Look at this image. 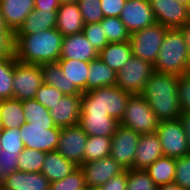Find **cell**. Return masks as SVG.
Returning a JSON list of instances; mask_svg holds the SVG:
<instances>
[{
    "instance_id": "obj_5",
    "label": "cell",
    "mask_w": 190,
    "mask_h": 190,
    "mask_svg": "<svg viewBox=\"0 0 190 190\" xmlns=\"http://www.w3.org/2000/svg\"><path fill=\"white\" fill-rule=\"evenodd\" d=\"M119 124L139 134H147L156 132L159 120L141 94H131Z\"/></svg>"
},
{
    "instance_id": "obj_3",
    "label": "cell",
    "mask_w": 190,
    "mask_h": 190,
    "mask_svg": "<svg viewBox=\"0 0 190 190\" xmlns=\"http://www.w3.org/2000/svg\"><path fill=\"white\" fill-rule=\"evenodd\" d=\"M154 69L159 73L177 76L190 73L187 46L179 28L167 30Z\"/></svg>"
},
{
    "instance_id": "obj_44",
    "label": "cell",
    "mask_w": 190,
    "mask_h": 190,
    "mask_svg": "<svg viewBox=\"0 0 190 190\" xmlns=\"http://www.w3.org/2000/svg\"><path fill=\"white\" fill-rule=\"evenodd\" d=\"M14 33L10 29H0V57L14 55Z\"/></svg>"
},
{
    "instance_id": "obj_39",
    "label": "cell",
    "mask_w": 190,
    "mask_h": 190,
    "mask_svg": "<svg viewBox=\"0 0 190 190\" xmlns=\"http://www.w3.org/2000/svg\"><path fill=\"white\" fill-rule=\"evenodd\" d=\"M82 33L97 52L103 50L109 43L100 22L85 24Z\"/></svg>"
},
{
    "instance_id": "obj_40",
    "label": "cell",
    "mask_w": 190,
    "mask_h": 190,
    "mask_svg": "<svg viewBox=\"0 0 190 190\" xmlns=\"http://www.w3.org/2000/svg\"><path fill=\"white\" fill-rule=\"evenodd\" d=\"M78 5L84 24L100 22L104 18L101 0H80Z\"/></svg>"
},
{
    "instance_id": "obj_34",
    "label": "cell",
    "mask_w": 190,
    "mask_h": 190,
    "mask_svg": "<svg viewBox=\"0 0 190 190\" xmlns=\"http://www.w3.org/2000/svg\"><path fill=\"white\" fill-rule=\"evenodd\" d=\"M100 24L109 43L129 42L130 33L119 17H104Z\"/></svg>"
},
{
    "instance_id": "obj_26",
    "label": "cell",
    "mask_w": 190,
    "mask_h": 190,
    "mask_svg": "<svg viewBox=\"0 0 190 190\" xmlns=\"http://www.w3.org/2000/svg\"><path fill=\"white\" fill-rule=\"evenodd\" d=\"M133 56L129 42L108 43L98 54L108 67L118 73Z\"/></svg>"
},
{
    "instance_id": "obj_10",
    "label": "cell",
    "mask_w": 190,
    "mask_h": 190,
    "mask_svg": "<svg viewBox=\"0 0 190 190\" xmlns=\"http://www.w3.org/2000/svg\"><path fill=\"white\" fill-rule=\"evenodd\" d=\"M61 128L56 125H39L25 122L20 126L24 147L43 152L57 149Z\"/></svg>"
},
{
    "instance_id": "obj_17",
    "label": "cell",
    "mask_w": 190,
    "mask_h": 190,
    "mask_svg": "<svg viewBox=\"0 0 190 190\" xmlns=\"http://www.w3.org/2000/svg\"><path fill=\"white\" fill-rule=\"evenodd\" d=\"M99 52L90 44L83 33L66 35L63 38L60 59L90 62L98 58Z\"/></svg>"
},
{
    "instance_id": "obj_42",
    "label": "cell",
    "mask_w": 190,
    "mask_h": 190,
    "mask_svg": "<svg viewBox=\"0 0 190 190\" xmlns=\"http://www.w3.org/2000/svg\"><path fill=\"white\" fill-rule=\"evenodd\" d=\"M174 183L183 190H190V154L176 159Z\"/></svg>"
},
{
    "instance_id": "obj_55",
    "label": "cell",
    "mask_w": 190,
    "mask_h": 190,
    "mask_svg": "<svg viewBox=\"0 0 190 190\" xmlns=\"http://www.w3.org/2000/svg\"><path fill=\"white\" fill-rule=\"evenodd\" d=\"M176 1L190 8V0H176Z\"/></svg>"
},
{
    "instance_id": "obj_35",
    "label": "cell",
    "mask_w": 190,
    "mask_h": 190,
    "mask_svg": "<svg viewBox=\"0 0 190 190\" xmlns=\"http://www.w3.org/2000/svg\"><path fill=\"white\" fill-rule=\"evenodd\" d=\"M46 152L24 147L18 157V170L24 172H41Z\"/></svg>"
},
{
    "instance_id": "obj_21",
    "label": "cell",
    "mask_w": 190,
    "mask_h": 190,
    "mask_svg": "<svg viewBox=\"0 0 190 190\" xmlns=\"http://www.w3.org/2000/svg\"><path fill=\"white\" fill-rule=\"evenodd\" d=\"M6 27L15 33L34 10V0H0Z\"/></svg>"
},
{
    "instance_id": "obj_13",
    "label": "cell",
    "mask_w": 190,
    "mask_h": 190,
    "mask_svg": "<svg viewBox=\"0 0 190 190\" xmlns=\"http://www.w3.org/2000/svg\"><path fill=\"white\" fill-rule=\"evenodd\" d=\"M78 125L88 136L112 137L119 122L103 109L81 108Z\"/></svg>"
},
{
    "instance_id": "obj_8",
    "label": "cell",
    "mask_w": 190,
    "mask_h": 190,
    "mask_svg": "<svg viewBox=\"0 0 190 190\" xmlns=\"http://www.w3.org/2000/svg\"><path fill=\"white\" fill-rule=\"evenodd\" d=\"M156 133L164 156L177 159L190 154V147L180 119L159 122Z\"/></svg>"
},
{
    "instance_id": "obj_37",
    "label": "cell",
    "mask_w": 190,
    "mask_h": 190,
    "mask_svg": "<svg viewBox=\"0 0 190 190\" xmlns=\"http://www.w3.org/2000/svg\"><path fill=\"white\" fill-rule=\"evenodd\" d=\"M157 187L145 170L127 169V190H157Z\"/></svg>"
},
{
    "instance_id": "obj_32",
    "label": "cell",
    "mask_w": 190,
    "mask_h": 190,
    "mask_svg": "<svg viewBox=\"0 0 190 190\" xmlns=\"http://www.w3.org/2000/svg\"><path fill=\"white\" fill-rule=\"evenodd\" d=\"M22 108L25 114L26 122L39 125H55L49 110L35 99L23 100Z\"/></svg>"
},
{
    "instance_id": "obj_54",
    "label": "cell",
    "mask_w": 190,
    "mask_h": 190,
    "mask_svg": "<svg viewBox=\"0 0 190 190\" xmlns=\"http://www.w3.org/2000/svg\"><path fill=\"white\" fill-rule=\"evenodd\" d=\"M87 190H103L102 186H87Z\"/></svg>"
},
{
    "instance_id": "obj_45",
    "label": "cell",
    "mask_w": 190,
    "mask_h": 190,
    "mask_svg": "<svg viewBox=\"0 0 190 190\" xmlns=\"http://www.w3.org/2000/svg\"><path fill=\"white\" fill-rule=\"evenodd\" d=\"M19 156L20 154H0V171L4 178L18 171Z\"/></svg>"
},
{
    "instance_id": "obj_41",
    "label": "cell",
    "mask_w": 190,
    "mask_h": 190,
    "mask_svg": "<svg viewBox=\"0 0 190 190\" xmlns=\"http://www.w3.org/2000/svg\"><path fill=\"white\" fill-rule=\"evenodd\" d=\"M65 95L56 87L42 84L35 95V100L43 105L48 110L53 108L57 102H59Z\"/></svg>"
},
{
    "instance_id": "obj_11",
    "label": "cell",
    "mask_w": 190,
    "mask_h": 190,
    "mask_svg": "<svg viewBox=\"0 0 190 190\" xmlns=\"http://www.w3.org/2000/svg\"><path fill=\"white\" fill-rule=\"evenodd\" d=\"M141 134L131 128L118 125L112 136L110 156L125 169H134V157Z\"/></svg>"
},
{
    "instance_id": "obj_31",
    "label": "cell",
    "mask_w": 190,
    "mask_h": 190,
    "mask_svg": "<svg viewBox=\"0 0 190 190\" xmlns=\"http://www.w3.org/2000/svg\"><path fill=\"white\" fill-rule=\"evenodd\" d=\"M112 137L88 136L84 148V162L96 161L110 156Z\"/></svg>"
},
{
    "instance_id": "obj_7",
    "label": "cell",
    "mask_w": 190,
    "mask_h": 190,
    "mask_svg": "<svg viewBox=\"0 0 190 190\" xmlns=\"http://www.w3.org/2000/svg\"><path fill=\"white\" fill-rule=\"evenodd\" d=\"M154 72L153 64L132 56L117 73L116 86L131 94H141Z\"/></svg>"
},
{
    "instance_id": "obj_46",
    "label": "cell",
    "mask_w": 190,
    "mask_h": 190,
    "mask_svg": "<svg viewBox=\"0 0 190 190\" xmlns=\"http://www.w3.org/2000/svg\"><path fill=\"white\" fill-rule=\"evenodd\" d=\"M126 0H101L104 17H119Z\"/></svg>"
},
{
    "instance_id": "obj_22",
    "label": "cell",
    "mask_w": 190,
    "mask_h": 190,
    "mask_svg": "<svg viewBox=\"0 0 190 190\" xmlns=\"http://www.w3.org/2000/svg\"><path fill=\"white\" fill-rule=\"evenodd\" d=\"M8 190H49L50 181L41 172L15 171L1 183Z\"/></svg>"
},
{
    "instance_id": "obj_25",
    "label": "cell",
    "mask_w": 190,
    "mask_h": 190,
    "mask_svg": "<svg viewBox=\"0 0 190 190\" xmlns=\"http://www.w3.org/2000/svg\"><path fill=\"white\" fill-rule=\"evenodd\" d=\"M77 167L54 150L46 153L41 173L52 183L64 179Z\"/></svg>"
},
{
    "instance_id": "obj_47",
    "label": "cell",
    "mask_w": 190,
    "mask_h": 190,
    "mask_svg": "<svg viewBox=\"0 0 190 190\" xmlns=\"http://www.w3.org/2000/svg\"><path fill=\"white\" fill-rule=\"evenodd\" d=\"M102 188L103 190H127V169L109 179Z\"/></svg>"
},
{
    "instance_id": "obj_9",
    "label": "cell",
    "mask_w": 190,
    "mask_h": 190,
    "mask_svg": "<svg viewBox=\"0 0 190 190\" xmlns=\"http://www.w3.org/2000/svg\"><path fill=\"white\" fill-rule=\"evenodd\" d=\"M42 84L40 65L17 61L14 54L13 98L20 101L34 99Z\"/></svg>"
},
{
    "instance_id": "obj_23",
    "label": "cell",
    "mask_w": 190,
    "mask_h": 190,
    "mask_svg": "<svg viewBox=\"0 0 190 190\" xmlns=\"http://www.w3.org/2000/svg\"><path fill=\"white\" fill-rule=\"evenodd\" d=\"M56 16L57 10L34 9L14 35L38 34L44 30L56 28Z\"/></svg>"
},
{
    "instance_id": "obj_29",
    "label": "cell",
    "mask_w": 190,
    "mask_h": 190,
    "mask_svg": "<svg viewBox=\"0 0 190 190\" xmlns=\"http://www.w3.org/2000/svg\"><path fill=\"white\" fill-rule=\"evenodd\" d=\"M176 170V159L163 156L149 165L145 171L157 186L174 182Z\"/></svg>"
},
{
    "instance_id": "obj_27",
    "label": "cell",
    "mask_w": 190,
    "mask_h": 190,
    "mask_svg": "<svg viewBox=\"0 0 190 190\" xmlns=\"http://www.w3.org/2000/svg\"><path fill=\"white\" fill-rule=\"evenodd\" d=\"M117 73L108 67L101 59L97 58L89 62L87 77V91L95 88L116 85Z\"/></svg>"
},
{
    "instance_id": "obj_36",
    "label": "cell",
    "mask_w": 190,
    "mask_h": 190,
    "mask_svg": "<svg viewBox=\"0 0 190 190\" xmlns=\"http://www.w3.org/2000/svg\"><path fill=\"white\" fill-rule=\"evenodd\" d=\"M0 154H21L24 145L20 135V127L1 129Z\"/></svg>"
},
{
    "instance_id": "obj_28",
    "label": "cell",
    "mask_w": 190,
    "mask_h": 190,
    "mask_svg": "<svg viewBox=\"0 0 190 190\" xmlns=\"http://www.w3.org/2000/svg\"><path fill=\"white\" fill-rule=\"evenodd\" d=\"M26 122L22 101L14 98L0 100V128L20 127Z\"/></svg>"
},
{
    "instance_id": "obj_56",
    "label": "cell",
    "mask_w": 190,
    "mask_h": 190,
    "mask_svg": "<svg viewBox=\"0 0 190 190\" xmlns=\"http://www.w3.org/2000/svg\"><path fill=\"white\" fill-rule=\"evenodd\" d=\"M4 181V177L2 176L1 174V171H0V184Z\"/></svg>"
},
{
    "instance_id": "obj_49",
    "label": "cell",
    "mask_w": 190,
    "mask_h": 190,
    "mask_svg": "<svg viewBox=\"0 0 190 190\" xmlns=\"http://www.w3.org/2000/svg\"><path fill=\"white\" fill-rule=\"evenodd\" d=\"M179 119L183 124V128L190 147V111L182 112Z\"/></svg>"
},
{
    "instance_id": "obj_24",
    "label": "cell",
    "mask_w": 190,
    "mask_h": 190,
    "mask_svg": "<svg viewBox=\"0 0 190 190\" xmlns=\"http://www.w3.org/2000/svg\"><path fill=\"white\" fill-rule=\"evenodd\" d=\"M56 20V29L63 36L82 33L85 25L78 4H61Z\"/></svg>"
},
{
    "instance_id": "obj_33",
    "label": "cell",
    "mask_w": 190,
    "mask_h": 190,
    "mask_svg": "<svg viewBox=\"0 0 190 190\" xmlns=\"http://www.w3.org/2000/svg\"><path fill=\"white\" fill-rule=\"evenodd\" d=\"M14 55L0 57V100L13 98Z\"/></svg>"
},
{
    "instance_id": "obj_16",
    "label": "cell",
    "mask_w": 190,
    "mask_h": 190,
    "mask_svg": "<svg viewBox=\"0 0 190 190\" xmlns=\"http://www.w3.org/2000/svg\"><path fill=\"white\" fill-rule=\"evenodd\" d=\"M80 168L83 171L87 186H102L109 179L121 174L125 168L111 156L96 161L84 162Z\"/></svg>"
},
{
    "instance_id": "obj_38",
    "label": "cell",
    "mask_w": 190,
    "mask_h": 190,
    "mask_svg": "<svg viewBox=\"0 0 190 190\" xmlns=\"http://www.w3.org/2000/svg\"><path fill=\"white\" fill-rule=\"evenodd\" d=\"M85 187L83 171L77 167L64 179L50 183L49 190H80Z\"/></svg>"
},
{
    "instance_id": "obj_4",
    "label": "cell",
    "mask_w": 190,
    "mask_h": 190,
    "mask_svg": "<svg viewBox=\"0 0 190 190\" xmlns=\"http://www.w3.org/2000/svg\"><path fill=\"white\" fill-rule=\"evenodd\" d=\"M131 93L118 86L95 88L81 95V108H99L118 122L123 117Z\"/></svg>"
},
{
    "instance_id": "obj_2",
    "label": "cell",
    "mask_w": 190,
    "mask_h": 190,
    "mask_svg": "<svg viewBox=\"0 0 190 190\" xmlns=\"http://www.w3.org/2000/svg\"><path fill=\"white\" fill-rule=\"evenodd\" d=\"M64 36L50 28L38 34L14 35V54L17 61L27 64L57 62L61 57Z\"/></svg>"
},
{
    "instance_id": "obj_18",
    "label": "cell",
    "mask_w": 190,
    "mask_h": 190,
    "mask_svg": "<svg viewBox=\"0 0 190 190\" xmlns=\"http://www.w3.org/2000/svg\"><path fill=\"white\" fill-rule=\"evenodd\" d=\"M57 62L69 82V95L81 96L83 92H87L89 62L71 59H59Z\"/></svg>"
},
{
    "instance_id": "obj_6",
    "label": "cell",
    "mask_w": 190,
    "mask_h": 190,
    "mask_svg": "<svg viewBox=\"0 0 190 190\" xmlns=\"http://www.w3.org/2000/svg\"><path fill=\"white\" fill-rule=\"evenodd\" d=\"M169 28L155 23L130 34V46L133 56L155 65L165 34Z\"/></svg>"
},
{
    "instance_id": "obj_53",
    "label": "cell",
    "mask_w": 190,
    "mask_h": 190,
    "mask_svg": "<svg viewBox=\"0 0 190 190\" xmlns=\"http://www.w3.org/2000/svg\"><path fill=\"white\" fill-rule=\"evenodd\" d=\"M0 29H8L6 27L5 22H4V18H3V15H2L1 9H0Z\"/></svg>"
},
{
    "instance_id": "obj_1",
    "label": "cell",
    "mask_w": 190,
    "mask_h": 190,
    "mask_svg": "<svg viewBox=\"0 0 190 190\" xmlns=\"http://www.w3.org/2000/svg\"><path fill=\"white\" fill-rule=\"evenodd\" d=\"M178 83L179 76L155 71L141 93L159 122L179 119L182 113Z\"/></svg>"
},
{
    "instance_id": "obj_43",
    "label": "cell",
    "mask_w": 190,
    "mask_h": 190,
    "mask_svg": "<svg viewBox=\"0 0 190 190\" xmlns=\"http://www.w3.org/2000/svg\"><path fill=\"white\" fill-rule=\"evenodd\" d=\"M178 99L182 112L190 111V73L179 76Z\"/></svg>"
},
{
    "instance_id": "obj_14",
    "label": "cell",
    "mask_w": 190,
    "mask_h": 190,
    "mask_svg": "<svg viewBox=\"0 0 190 190\" xmlns=\"http://www.w3.org/2000/svg\"><path fill=\"white\" fill-rule=\"evenodd\" d=\"M119 18L130 34L156 23L149 0H126Z\"/></svg>"
},
{
    "instance_id": "obj_52",
    "label": "cell",
    "mask_w": 190,
    "mask_h": 190,
    "mask_svg": "<svg viewBox=\"0 0 190 190\" xmlns=\"http://www.w3.org/2000/svg\"><path fill=\"white\" fill-rule=\"evenodd\" d=\"M61 4H78L80 0H58Z\"/></svg>"
},
{
    "instance_id": "obj_51",
    "label": "cell",
    "mask_w": 190,
    "mask_h": 190,
    "mask_svg": "<svg viewBox=\"0 0 190 190\" xmlns=\"http://www.w3.org/2000/svg\"><path fill=\"white\" fill-rule=\"evenodd\" d=\"M157 190H183V189L179 185L173 182L170 184L158 186Z\"/></svg>"
},
{
    "instance_id": "obj_12",
    "label": "cell",
    "mask_w": 190,
    "mask_h": 190,
    "mask_svg": "<svg viewBox=\"0 0 190 190\" xmlns=\"http://www.w3.org/2000/svg\"><path fill=\"white\" fill-rule=\"evenodd\" d=\"M88 135L79 125L61 128L57 151L65 159L80 167L84 163V148Z\"/></svg>"
},
{
    "instance_id": "obj_15",
    "label": "cell",
    "mask_w": 190,
    "mask_h": 190,
    "mask_svg": "<svg viewBox=\"0 0 190 190\" xmlns=\"http://www.w3.org/2000/svg\"><path fill=\"white\" fill-rule=\"evenodd\" d=\"M156 23L180 28L189 21L190 8L176 0H149Z\"/></svg>"
},
{
    "instance_id": "obj_58",
    "label": "cell",
    "mask_w": 190,
    "mask_h": 190,
    "mask_svg": "<svg viewBox=\"0 0 190 190\" xmlns=\"http://www.w3.org/2000/svg\"><path fill=\"white\" fill-rule=\"evenodd\" d=\"M80 190H87V185H86V187H85V188H82V189H80Z\"/></svg>"
},
{
    "instance_id": "obj_57",
    "label": "cell",
    "mask_w": 190,
    "mask_h": 190,
    "mask_svg": "<svg viewBox=\"0 0 190 190\" xmlns=\"http://www.w3.org/2000/svg\"><path fill=\"white\" fill-rule=\"evenodd\" d=\"M0 190H8V189L5 188L2 184H0Z\"/></svg>"
},
{
    "instance_id": "obj_50",
    "label": "cell",
    "mask_w": 190,
    "mask_h": 190,
    "mask_svg": "<svg viewBox=\"0 0 190 190\" xmlns=\"http://www.w3.org/2000/svg\"><path fill=\"white\" fill-rule=\"evenodd\" d=\"M184 36L186 46H187V51L190 59V21L186 22L184 25H182L179 28Z\"/></svg>"
},
{
    "instance_id": "obj_19",
    "label": "cell",
    "mask_w": 190,
    "mask_h": 190,
    "mask_svg": "<svg viewBox=\"0 0 190 190\" xmlns=\"http://www.w3.org/2000/svg\"><path fill=\"white\" fill-rule=\"evenodd\" d=\"M56 127L78 125L81 113V96L65 95L49 110Z\"/></svg>"
},
{
    "instance_id": "obj_30",
    "label": "cell",
    "mask_w": 190,
    "mask_h": 190,
    "mask_svg": "<svg viewBox=\"0 0 190 190\" xmlns=\"http://www.w3.org/2000/svg\"><path fill=\"white\" fill-rule=\"evenodd\" d=\"M43 83L56 87L64 95H69V82L64 77L58 62L40 64Z\"/></svg>"
},
{
    "instance_id": "obj_20",
    "label": "cell",
    "mask_w": 190,
    "mask_h": 190,
    "mask_svg": "<svg viewBox=\"0 0 190 190\" xmlns=\"http://www.w3.org/2000/svg\"><path fill=\"white\" fill-rule=\"evenodd\" d=\"M163 156L157 133L141 134L135 150L134 169L145 170L155 160Z\"/></svg>"
},
{
    "instance_id": "obj_48",
    "label": "cell",
    "mask_w": 190,
    "mask_h": 190,
    "mask_svg": "<svg viewBox=\"0 0 190 190\" xmlns=\"http://www.w3.org/2000/svg\"><path fill=\"white\" fill-rule=\"evenodd\" d=\"M60 5L58 0H34V9L58 10Z\"/></svg>"
}]
</instances>
